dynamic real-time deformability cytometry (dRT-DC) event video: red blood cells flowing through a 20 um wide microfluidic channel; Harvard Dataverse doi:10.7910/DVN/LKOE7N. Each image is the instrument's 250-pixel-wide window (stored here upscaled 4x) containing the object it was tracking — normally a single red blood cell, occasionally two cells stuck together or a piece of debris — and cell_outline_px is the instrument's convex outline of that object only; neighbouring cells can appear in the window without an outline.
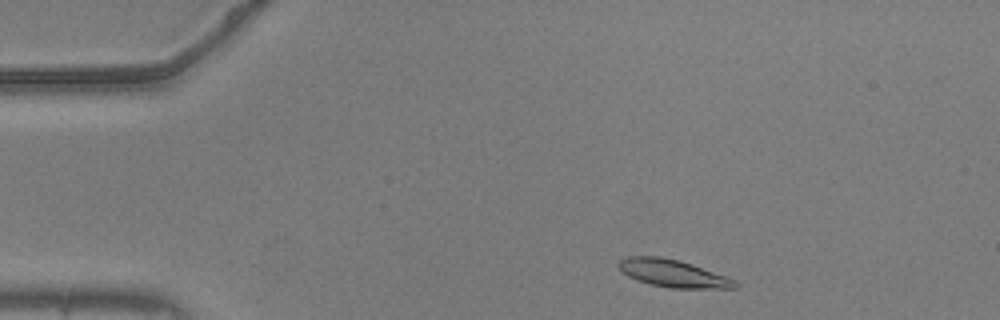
{"species": "common noctule bat (a hibernating species)", "species_latin": "Nyctalus noctula", "temperature_condition": "warm", "stored_images_in_passage": 50, "camera_frame_rate_fps": 3000, "um_per_image_px": 0.085, "animal": {"sex": "male", "body_mass_g": 20.5, "forearm_length_mm": 52.5}, "frame": {"image": 1, "passage_image": 3, "time_ms": 0.667, "image_size_px": [1000, 320], "cell_outline_px": [[740, 284], [736, 288], [668, 288], [652, 284], [628, 276], [620, 272], [616, 264], [620, 260], [628, 256], [660, 256], [680, 260], [692, 264], [736, 280]], "centroid_in_image_um": [57.18, 23.23], "position_along_channel_um": 27.8, "area_um2": 18.67}}
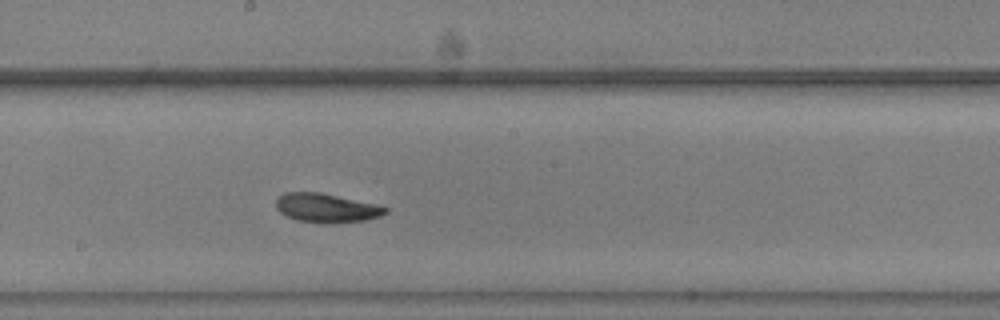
{"frame": {"image": 2, "passage_image": 24, "time_ms": 7.667, "image_size_px": [1000, 320], "cell_outline_px": [[388, 212], [380, 216], [368, 220], [332, 224], [328, 224], [296, 220], [280, 212], [276, 208], [276, 200], [284, 192], [320, 192], [380, 204], [388, 208]], "centroid_in_image_um": [27.8, 17.68], "position_along_channel_um": 220.4, "area_um2": 18.84}}
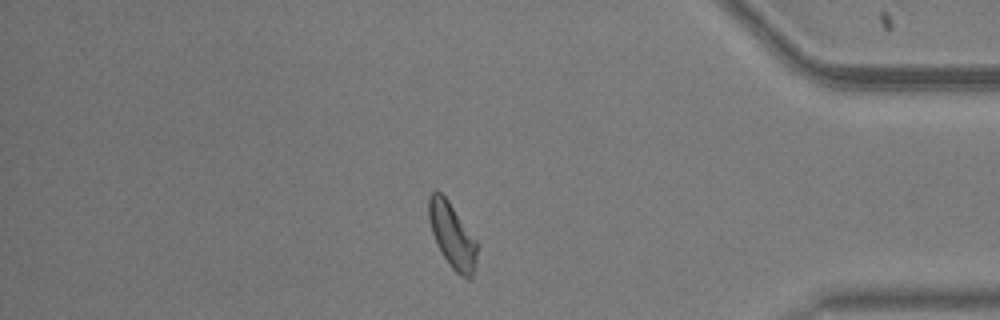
{"frame": {"image": 3, "passage_image": 41, "time_ms": 13.333, "image_size_px": [1000, 320], "cell_outline_px": [[480, 244], [476, 268], [472, 276], [468, 280], [460, 276], [452, 268], [444, 256], [432, 232], [428, 220], [428, 196], [436, 188], [448, 200]], "centroid_in_image_um": [38.49, 20.02], "position_along_channel_um": 396.7, "area_um2": 18.67}, "authors_computed_cell_mechanics": {"area_um2": 18.2937, "velocity_mm_per_s": 3.6508, "shape_relaxation_time_tau1_ms": 4.4684, "shape_relaxation_time_tau2_ms": 6.8801, "deformation_change_tau1": 0.1549, "deformation_change_tau2": 0.1269}}